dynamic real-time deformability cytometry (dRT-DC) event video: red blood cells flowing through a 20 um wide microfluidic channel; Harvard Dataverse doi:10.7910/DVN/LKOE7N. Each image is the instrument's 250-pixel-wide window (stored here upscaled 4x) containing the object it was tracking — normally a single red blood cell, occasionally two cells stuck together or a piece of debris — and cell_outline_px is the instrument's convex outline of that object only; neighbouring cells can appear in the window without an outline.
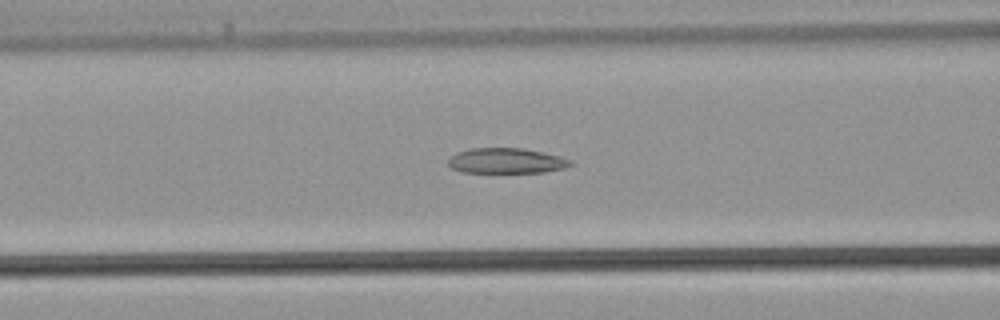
{"species": "common noctule bat (a hibernating species)", "species_latin": "Nyctalus noctula", "temperature_condition": "warm", "stored_images_in_passage": 30, "camera_frame_rate_fps": 3000, "um_per_image_px": 0.085, "animal": {"sex": "male", "body_mass_g": 21.5, "forearm_length_mm": 52.0}, "frame": {"image": 1, "passage_image": 4, "time_ms": 1.0, "image_size_px": [1000, 320], "cell_outline_px": [[572, 164], [564, 168], [544, 172], [460, 172], [452, 168], [448, 164], [448, 160], [456, 152], [468, 148], [524, 148], [560, 156], [572, 160]], "centroid_in_image_um": [43.02, 13.66], "position_along_channel_um": 123.6, "area_um2": 18.03}}
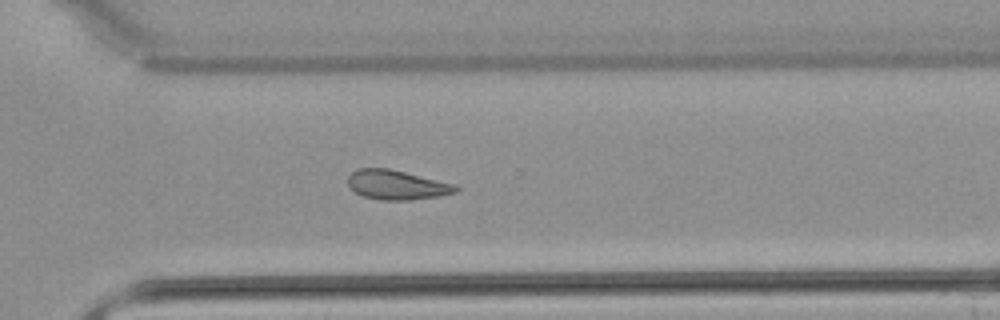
{"frame": {"image": 2, "passage_image": 17, "time_ms": 5.333, "image_size_px": [1000, 320], "cell_outline_px": [[460, 188], [456, 192], [440, 196], [412, 200], [380, 200], [364, 196], [356, 192], [348, 184], [348, 176], [356, 168], [388, 168], [456, 184]], "centroid_in_image_um": [33.75, 15.71], "position_along_channel_um": 336.9, "area_um2": 18.55}}
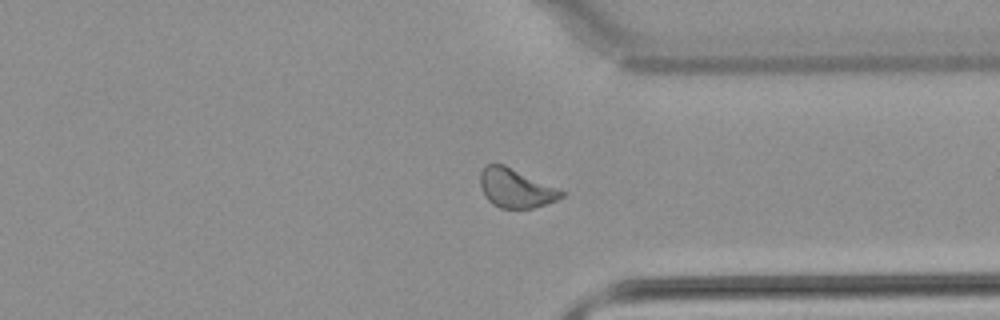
{"frame": {"image": 3, "passage_image": 19, "time_ms": 6.0, "image_size_px": [1000, 320], "cell_outline_px": [[564, 196], [556, 200], [532, 208], [500, 208], [492, 204], [484, 196], [480, 184], [480, 172], [488, 164], [504, 164], [556, 188], [564, 192]], "centroid_in_image_um": [43.79, 16.0], "position_along_channel_um": 367.6, "area_um2": 18.09}}